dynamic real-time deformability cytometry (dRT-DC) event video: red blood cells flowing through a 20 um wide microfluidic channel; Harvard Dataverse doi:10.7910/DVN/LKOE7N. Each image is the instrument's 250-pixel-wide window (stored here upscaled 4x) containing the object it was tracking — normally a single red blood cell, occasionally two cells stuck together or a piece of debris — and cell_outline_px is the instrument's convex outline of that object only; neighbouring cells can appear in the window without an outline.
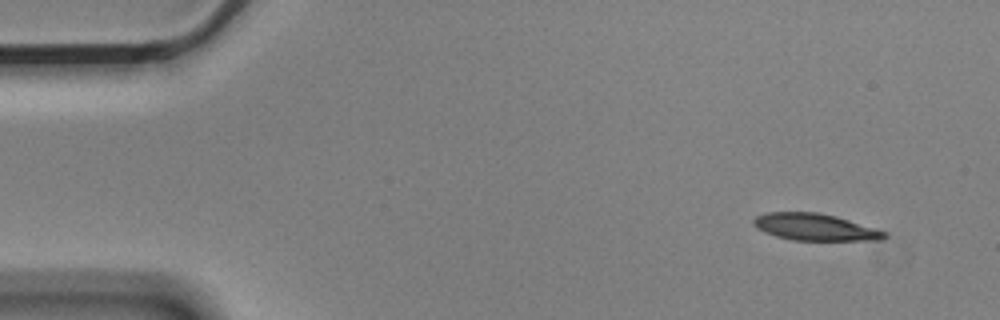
{"species": "Egyptian fruit bat (a non-hibernating species)", "species_latin": "Rousettus aegyptiacus", "temperature_condition": "cold", "stored_images_in_passage": 3, "camera_frame_rate_fps": 3000, "um_per_image_px": 0.085, "animal": {"sex": "male"}, "frame": {"image": 1, "passage_image": 1, "time_ms": 0.0, "image_size_px": [1000, 320], "cell_outline_px": [[888, 236], [880, 240], [792, 240], [776, 236], [764, 232], [756, 228], [752, 224], [752, 220], [756, 216], [768, 212], [816, 212], [836, 216], [884, 232]], "centroid_in_image_um": [69.19, 19.3], "position_along_channel_um": 15.8, "area_um2": 20.23}}
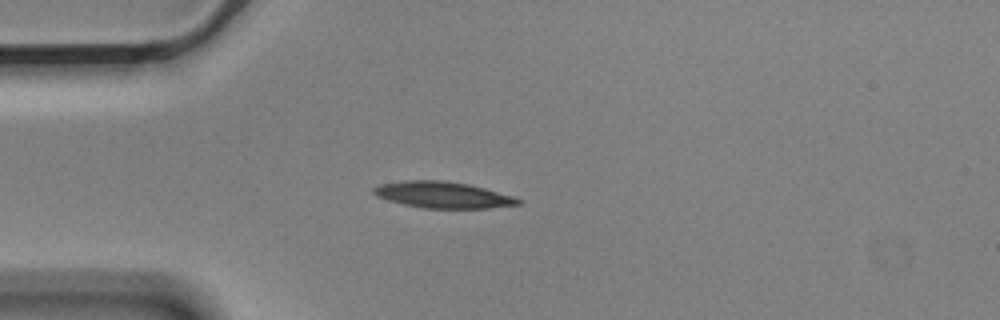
{"frame": {"image": 2, "passage_image": 3, "time_ms": 0.667, "image_size_px": [1000, 320], "cell_outline_px": [[524, 200], [520, 204], [488, 208], [424, 208], [404, 204], [388, 200], [376, 196], [372, 192], [372, 188], [380, 184], [404, 180], [440, 180], [468, 184], [484, 188], [512, 196]], "centroid_in_image_um": [37.62, 16.56], "position_along_channel_um": 47.4, "area_um2": 22.08}}